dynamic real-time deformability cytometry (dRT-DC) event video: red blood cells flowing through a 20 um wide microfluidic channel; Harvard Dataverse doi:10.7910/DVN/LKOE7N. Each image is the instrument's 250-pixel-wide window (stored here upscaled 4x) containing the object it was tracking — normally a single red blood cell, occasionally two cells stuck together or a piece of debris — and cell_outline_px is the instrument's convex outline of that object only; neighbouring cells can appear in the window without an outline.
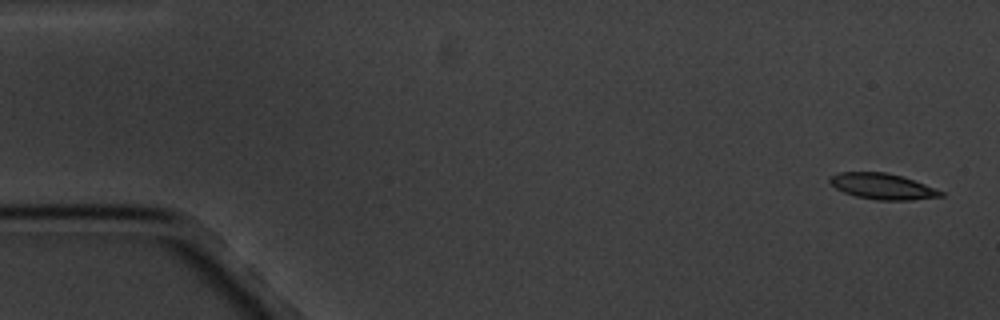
{"species": "common noctule bat (a hibernating species)", "species_latin": "Nyctalus noctula", "temperature_condition": "cold", "stored_images_in_passage": 17, "camera_frame_rate_fps": 3000, "um_per_image_px": 0.085, "animal": {"sex": "male", "body_mass_g": 20.1, "forearm_length_mm": 53.5}, "frame": {"image": 1, "passage_image": 1, "time_ms": 0.0, "image_size_px": [1000, 320], "cell_outline_px": [[944, 196], [912, 200], [876, 200], [856, 196], [844, 192], [836, 188], [828, 180], [832, 176], [840, 172], [884, 172], [900, 176], [924, 184], [944, 192]], "centroid_in_image_um": [75.02, 15.85], "position_along_channel_um": 10.0, "area_um2": 16.47}}
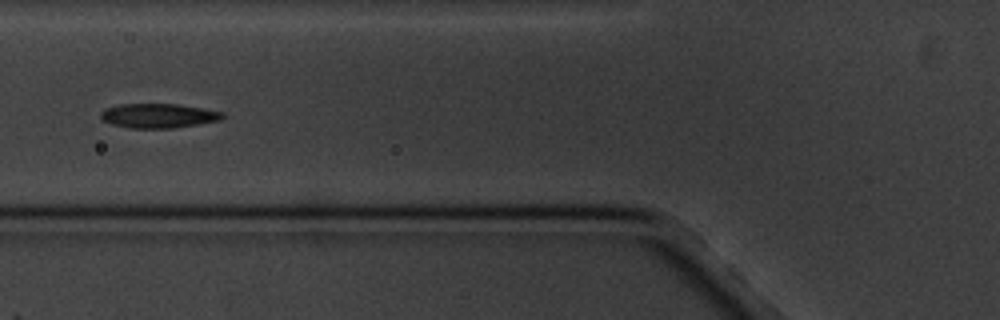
{"frame": {"image": 2, "passage_image": 7, "time_ms": 6.667, "image_size_px": [1000, 320], "cell_outline_px": [[224, 116], [220, 120], [172, 128], [128, 128], [112, 124], [104, 120], [100, 116], [100, 112], [104, 108], [120, 104], [176, 104], [224, 112]], "centroid_in_image_um": [13.42, 9.83], "position_along_channel_um": 112.4, "area_um2": 17.17}}
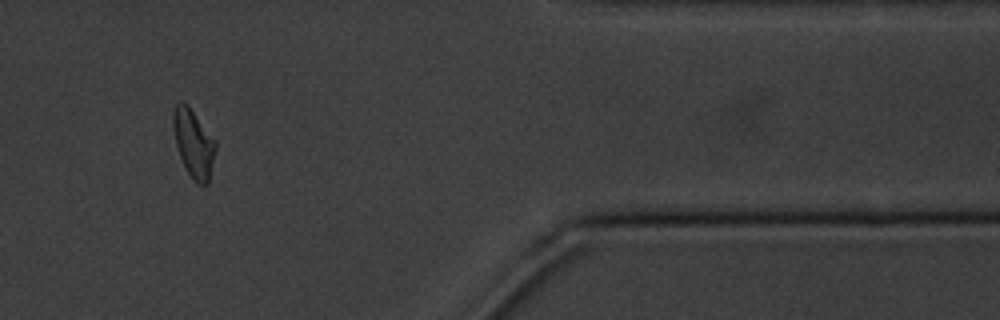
{"frame": {"image": 3, "passage_image": 15, "time_ms": 16.0, "image_size_px": [1000, 320], "cell_outline_px": [[216, 148], [208, 184], [200, 184], [184, 168], [176, 144], [172, 124], [172, 112], [176, 104], [180, 100], [184, 100], [188, 104], [216, 140]], "centroid_in_image_um": [16.44, 12.11], "position_along_channel_um": 395.0, "area_um2": 16.88}, "authors_computed_cell_mechanics": {"area_um2": 17.051, "velocity_mm_per_s": 3.3563, "shape_relaxation_time_tau1_ms": 4.4759, "shape_relaxation_time_tau2_ms": 2.5441, "deformation_change_tau1": 0.1191, "deformation_change_tau2": 0.0752}}